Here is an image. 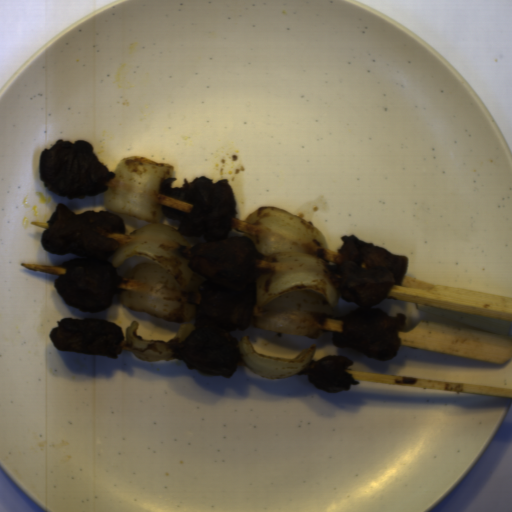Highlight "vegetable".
<instances>
[{
  "instance_id": "add77e79",
  "label": "vegetable",
  "mask_w": 512,
  "mask_h": 512,
  "mask_svg": "<svg viewBox=\"0 0 512 512\" xmlns=\"http://www.w3.org/2000/svg\"><path fill=\"white\" fill-rule=\"evenodd\" d=\"M172 171L169 163L126 156L112 171L114 177L104 195L105 208L147 223L119 239L111 259L114 268L131 257L149 261L129 267L120 291L121 305L180 326L172 340L148 341L137 334L139 322L130 323L125 344L144 363L171 359L196 325L202 281L189 265L192 242L161 221L164 211L158 203L160 186Z\"/></svg>"
},
{
  "instance_id": "ea0f7189",
  "label": "vegetable",
  "mask_w": 512,
  "mask_h": 512,
  "mask_svg": "<svg viewBox=\"0 0 512 512\" xmlns=\"http://www.w3.org/2000/svg\"><path fill=\"white\" fill-rule=\"evenodd\" d=\"M256 248L255 304L250 324L318 339L339 302L330 249L321 230L281 207L246 218Z\"/></svg>"
},
{
  "instance_id": "f7b5029e",
  "label": "vegetable",
  "mask_w": 512,
  "mask_h": 512,
  "mask_svg": "<svg viewBox=\"0 0 512 512\" xmlns=\"http://www.w3.org/2000/svg\"><path fill=\"white\" fill-rule=\"evenodd\" d=\"M238 344L239 361L255 373L267 378H289L298 375L311 364L315 357L316 345L302 350L295 359H284L256 352L251 339L241 336Z\"/></svg>"
}]
</instances>
